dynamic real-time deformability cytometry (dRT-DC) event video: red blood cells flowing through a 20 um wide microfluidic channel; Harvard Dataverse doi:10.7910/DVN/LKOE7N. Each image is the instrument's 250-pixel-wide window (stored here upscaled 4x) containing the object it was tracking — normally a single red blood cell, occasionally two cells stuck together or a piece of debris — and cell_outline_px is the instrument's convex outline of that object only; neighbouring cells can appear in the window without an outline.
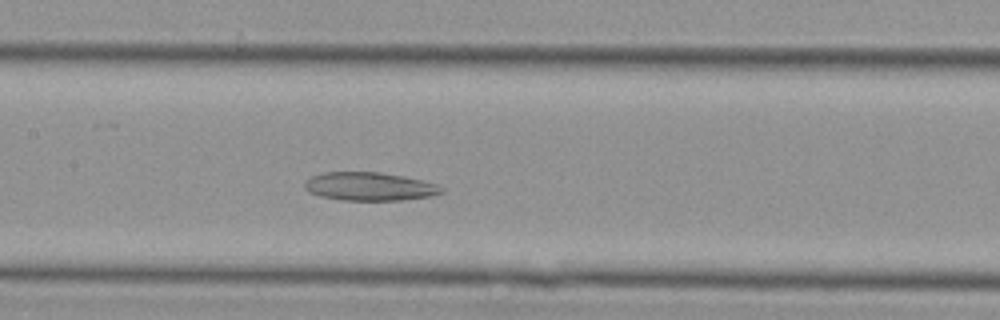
{"species": "Egyptian fruit bat (a non-hibernating species)", "species_latin": "Rousettus aegyptiacus", "temperature_condition": "cold", "stored_images_in_passage": 39, "camera_frame_rate_fps": 3000, "um_per_image_px": 0.085, "animal": {"sex": "female"}, "frame": {"image": 1, "passage_image": 14, "time_ms": 4.333, "image_size_px": [1000, 320], "cell_outline_px": [[444, 192], [432, 196], [400, 200], [340, 200], [320, 196], [308, 192], [304, 188], [304, 180], [312, 176], [324, 172], [380, 172], [404, 176], [436, 184], [444, 188]], "centroid_in_image_um": [31.38, 15.85], "position_along_channel_um": 176.0, "area_um2": 22.72}}
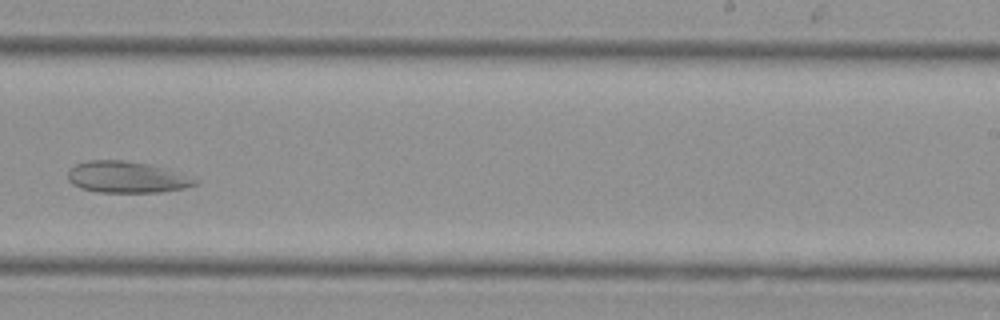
{"frame": {"image": 2, "passage_image": 21, "time_ms": 6.667, "image_size_px": [1000, 320], "cell_outline_px": [[200, 180], [196, 184], [184, 188], [160, 192], [96, 192], [80, 188], [72, 184], [68, 180], [68, 168], [76, 164], [88, 160], [120, 160], [148, 164]], "centroid_in_image_um": [10.69, 15.06], "position_along_channel_um": 278.3, "area_um2": 23.06}}
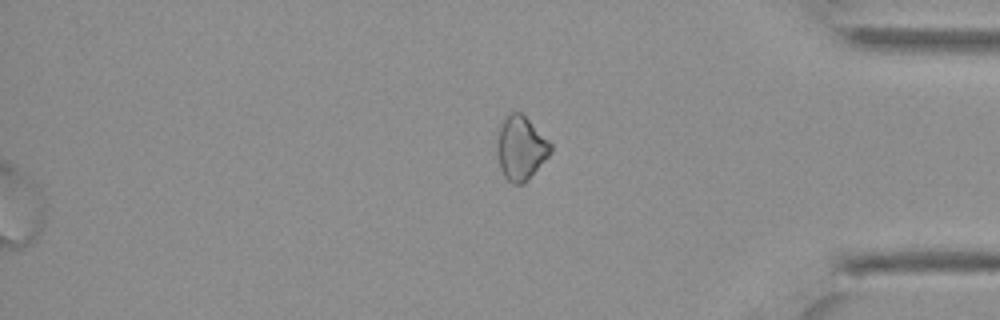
{"frame": {"image": 3, "passage_image": 39, "time_ms": 12.667, "image_size_px": [1000, 320], "cell_outline_px": [[552, 148], [548, 156], [528, 180], [524, 184], [512, 184], [504, 176], [500, 168], [496, 152], [496, 132], [504, 116], [508, 112], [520, 112], [552, 144]], "centroid_in_image_um": [44.21, 12.58], "position_along_channel_um": 391.0, "area_um2": 20.11}}